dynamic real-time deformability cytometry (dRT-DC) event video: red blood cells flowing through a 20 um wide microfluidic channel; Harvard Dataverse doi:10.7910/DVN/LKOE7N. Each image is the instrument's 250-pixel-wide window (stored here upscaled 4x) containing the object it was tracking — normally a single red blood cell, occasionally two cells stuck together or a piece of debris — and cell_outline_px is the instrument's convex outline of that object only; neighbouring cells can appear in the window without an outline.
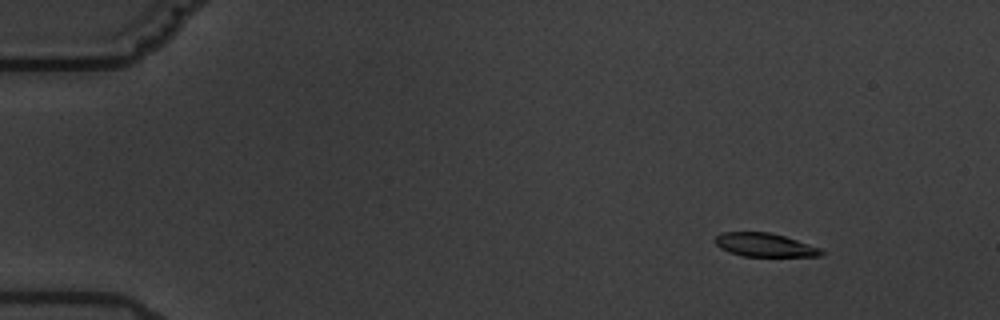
{"species": "common noctule bat (a hibernating species)", "species_latin": "Nyctalus noctula", "temperature_condition": "warm", "stored_images_in_passage": 17, "camera_frame_rate_fps": 3000, "um_per_image_px": 0.085, "animal": {"sex": "male", "body_mass_g": 19.5, "forearm_length_mm": 54.6}, "frame": {"image": 1, "passage_image": 2, "time_ms": 1.0, "image_size_px": [1000, 320], "cell_outline_px": [[824, 256], [744, 256], [728, 252], [720, 248], [712, 240], [720, 232], [768, 232], [784, 236], [820, 248], [824, 252]], "centroid_in_image_um": [64.95, 20.82], "position_along_channel_um": 20.0, "area_um2": 14.57}}
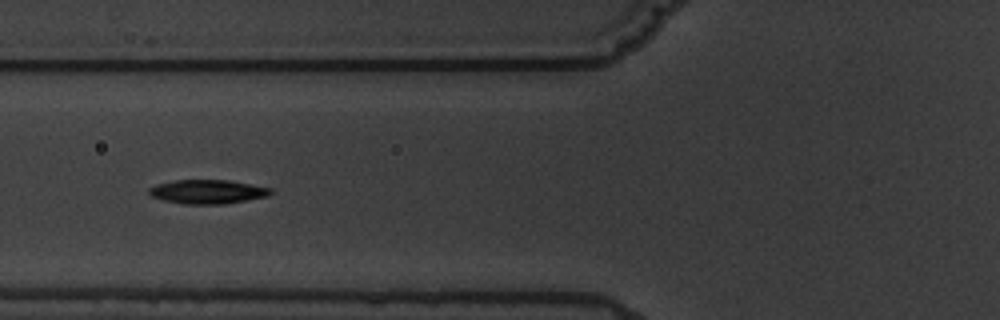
{"frame": {"image": 2, "passage_image": 7, "time_ms": 6.667, "image_size_px": [1000, 320], "cell_outline_px": [[272, 192], [268, 196], [224, 204], [184, 204], [164, 200], [152, 196], [148, 192], [148, 188], [156, 184], [172, 180], [228, 180], [272, 188]], "centroid_in_image_um": [17.62, 16.29], "position_along_channel_um": 108.2, "area_um2": 16.99}}
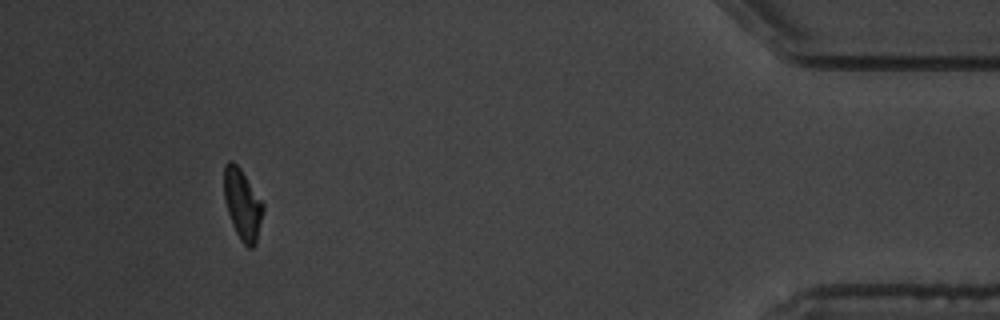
{"frame": {"image": 3, "passage_image": 16, "time_ms": 17.333, "image_size_px": [1000, 320], "cell_outline_px": [[264, 208], [256, 244], [252, 248], [248, 248], [240, 240], [232, 224], [224, 200], [224, 164], [228, 160], [232, 160], [240, 168], [264, 204]], "centroid_in_image_um": [20.6, 17.37], "position_along_channel_um": 414.6, "area_um2": 16.07}, "authors_computed_cell_mechanics": {"area_um2": 16.4152, "velocity_mm_per_s": 3.4164, "shape_relaxation_time_tau1_ms": 2.4048, "shape_relaxation_time_tau2_ms": 2.619, "deformation_change_tau1": 0.0985, "deformation_change_tau2": 0.0661}}